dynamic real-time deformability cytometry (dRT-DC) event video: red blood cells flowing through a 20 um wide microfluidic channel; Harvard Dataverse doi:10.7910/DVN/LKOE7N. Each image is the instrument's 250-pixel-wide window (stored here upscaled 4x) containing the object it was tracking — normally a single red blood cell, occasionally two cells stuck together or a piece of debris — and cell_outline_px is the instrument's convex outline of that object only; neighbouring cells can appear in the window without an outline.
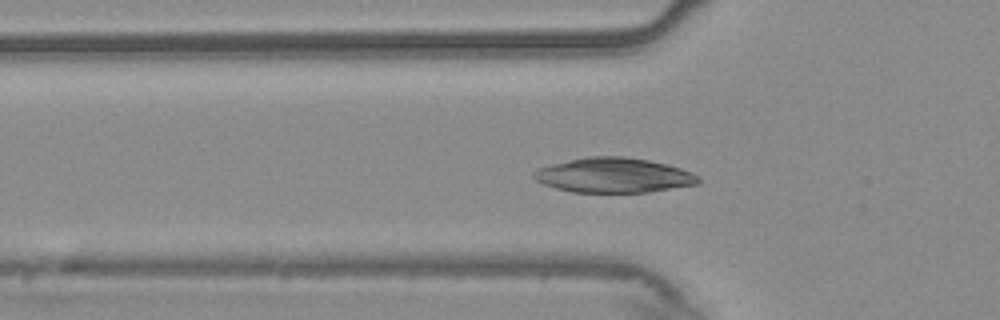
{"species": "common noctule bat (a hibernating species)", "species_latin": "Nyctalus noctula", "temperature_condition": "warm", "stored_images_in_passage": 54, "camera_frame_rate_fps": 3000, "um_per_image_px": 0.085, "animal": {"sex": "male", "body_mass_g": 20.4}, "frame": {"image": 1, "passage_image": 17, "time_ms": 5.333, "image_size_px": [1000, 320], "cell_outline_px": [[700, 184], [648, 192], [572, 192], [556, 188], [544, 184], [536, 180], [532, 176], [532, 172], [540, 168], [552, 164], [588, 156], [624, 156], [648, 160], [668, 164], [692, 172], [700, 176]], "centroid_in_image_um": [52.21, 14.9], "position_along_channel_um": 73.6, "area_um2": 33.41}}
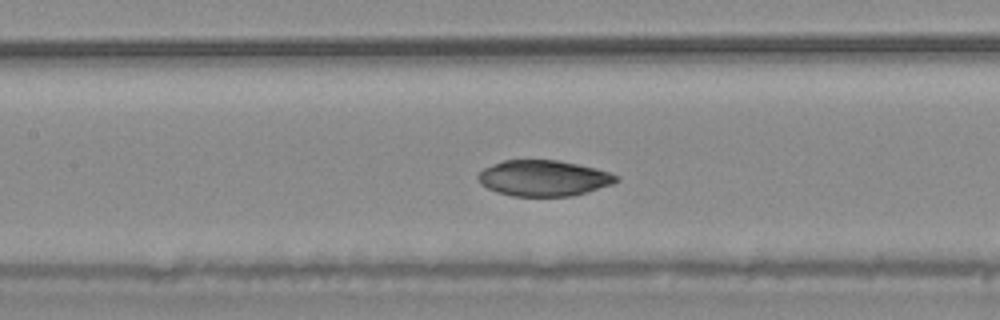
{"frame": {"image": 2, "passage_image": 24, "time_ms": 7.667, "image_size_px": [1000, 320], "cell_outline_px": [[620, 180], [612, 184], [588, 192], [572, 196], [512, 196], [496, 192], [488, 188], [476, 176], [484, 168], [492, 164], [504, 160], [556, 160], [596, 168], [620, 176]], "centroid_in_image_um": [46.23, 15.14], "position_along_channel_um": 161.2, "area_um2": 28.78}}
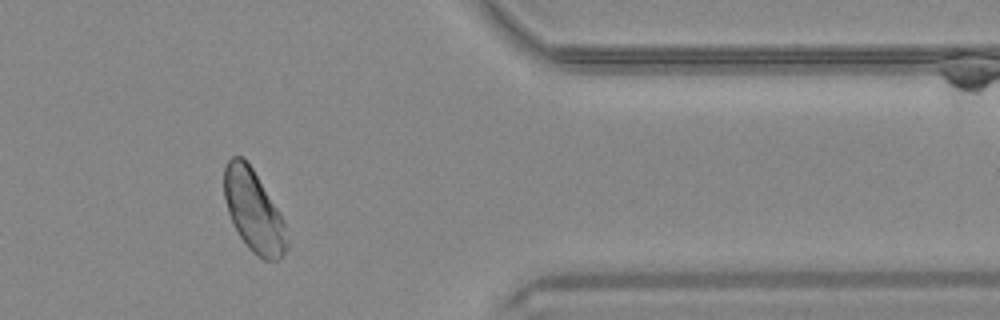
{"frame": {"image": 3, "passage_image": 44, "time_ms": 14.333, "image_size_px": [1000, 320], "cell_outline_px": [[288, 248], [280, 260], [264, 260], [256, 256], [248, 248], [240, 236], [228, 212], [224, 196], [224, 168], [228, 160], [232, 156], [240, 156], [252, 168], [276, 208], [284, 224], [288, 244]], "centroid_in_image_um": [21.55, 17.97], "position_along_channel_um": 389.9, "area_um2": 29.3}}